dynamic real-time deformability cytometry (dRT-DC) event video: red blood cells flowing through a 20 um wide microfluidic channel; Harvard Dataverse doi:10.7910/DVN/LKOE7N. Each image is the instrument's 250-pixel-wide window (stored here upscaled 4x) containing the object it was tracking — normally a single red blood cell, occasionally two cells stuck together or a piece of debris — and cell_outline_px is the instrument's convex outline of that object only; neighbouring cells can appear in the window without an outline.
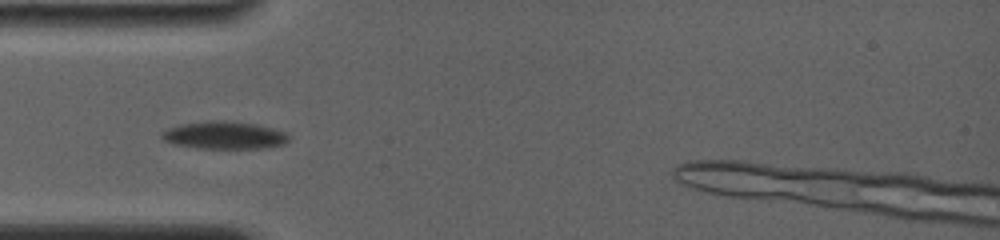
{"species": "common noctule bat (a hibernating species)", "species_latin": "Nyctalus noctula", "temperature_condition": "room temperature", "stored_images_in_passage": 62, "camera_frame_rate_fps": 4000, "um_per_image_px": 0.085, "animal": {"sex": "female", "body_mass_g": 19.0, "forearm_length_mm": 56.7}, "frame": {"image": 1, "passage_image": 1, "time_ms": 0.0, "image_size_px": [1000, 240], "cell_outline_px": [[288, 140], [284, 144], [260, 148], [200, 148], [176, 144], [164, 140], [160, 136], [160, 132], [168, 128], [180, 124], [204, 120], [228, 120], [260, 124], [288, 132]], "centroid_in_image_um": [19.08, 11.46], "position_along_channel_um": 65.9, "area_um2": 20.69}}
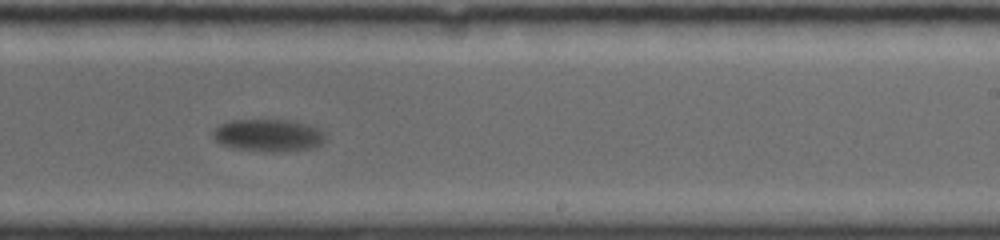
{"frame": {"image": 2, "passage_image": 24, "time_ms": 5.75, "image_size_px": [1000, 240], "cell_outline_px": [[324, 140], [320, 144], [312, 148], [272, 152], [264, 152], [240, 148], [220, 144], [212, 136], [212, 132], [220, 124], [232, 120], [288, 120], [312, 124], [320, 128], [324, 132]], "centroid_in_image_um": [22.84, 11.49], "position_along_channel_um": 266.2, "area_um2": 21.15}}
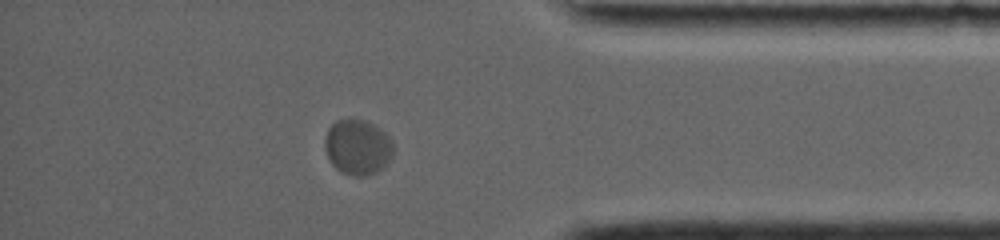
{"frame": {"image": 3, "passage_image": 51, "time_ms": 10.0, "image_size_px": [1000, 240], "cell_outline_px": [[396, 148], [392, 156], [376, 172], [364, 176], [352, 176], [340, 172], [332, 164], [324, 148], [324, 136], [328, 128], [336, 120], [348, 116], [368, 120], [384, 132], [392, 140]], "centroid_in_image_um": [30.38, 12.45], "position_along_channel_um": 404.8, "area_um2": 22.66}}